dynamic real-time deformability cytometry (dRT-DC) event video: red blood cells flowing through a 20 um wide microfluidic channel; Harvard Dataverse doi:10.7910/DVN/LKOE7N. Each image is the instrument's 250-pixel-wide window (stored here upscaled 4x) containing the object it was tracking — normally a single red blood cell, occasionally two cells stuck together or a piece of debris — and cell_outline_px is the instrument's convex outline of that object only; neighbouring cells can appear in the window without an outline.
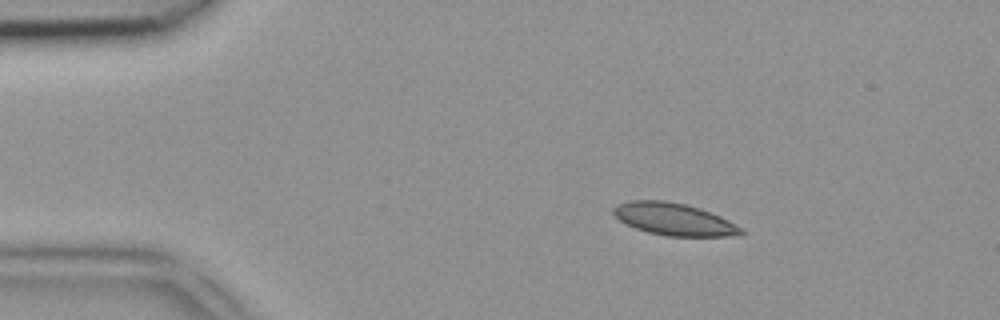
{"species": "common noctule bat (a hibernating species)", "species_latin": "Nyctalus noctula", "temperature_condition": "room temperature", "stored_images_in_passage": 4, "camera_frame_rate_fps": 3000, "um_per_image_px": 0.085, "animal": {"sex": "female", "body_mass_g": 18.4}, "frame": {"image": 1, "passage_image": 1, "time_ms": 0.0, "image_size_px": [1000, 320], "cell_outline_px": [[744, 232], [740, 236], [668, 236], [648, 232], [636, 228], [620, 220], [612, 212], [612, 208], [616, 204], [632, 200], [664, 200], [684, 204], [700, 208], [720, 216], [744, 228]], "centroid_in_image_um": [57.32, 18.63], "position_along_channel_um": 27.7, "area_um2": 23.99}}
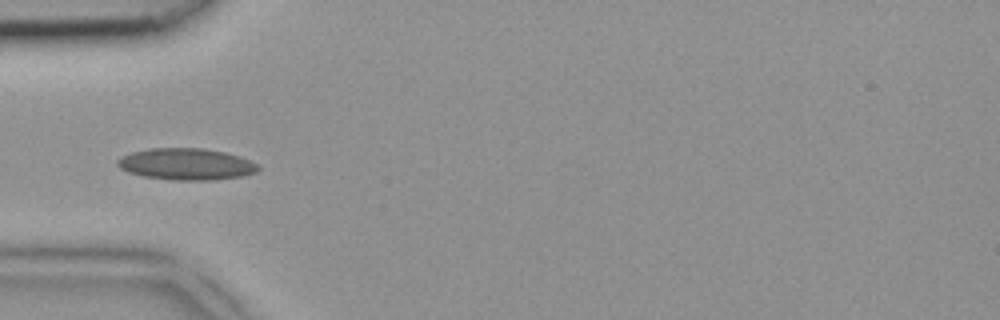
{"frame": {"image": 2, "passage_image": 3, "time_ms": 0.667, "image_size_px": [1000, 320], "cell_outline_px": [[260, 168], [256, 172], [240, 176], [212, 180], [172, 180], [144, 176], [128, 172], [120, 168], [116, 164], [116, 160], [120, 156], [132, 152], [148, 148], [204, 148], [224, 152], [240, 156], [260, 164]], "centroid_in_image_um": [15.82, 13.94], "position_along_channel_um": 69.2, "area_um2": 26.07}}